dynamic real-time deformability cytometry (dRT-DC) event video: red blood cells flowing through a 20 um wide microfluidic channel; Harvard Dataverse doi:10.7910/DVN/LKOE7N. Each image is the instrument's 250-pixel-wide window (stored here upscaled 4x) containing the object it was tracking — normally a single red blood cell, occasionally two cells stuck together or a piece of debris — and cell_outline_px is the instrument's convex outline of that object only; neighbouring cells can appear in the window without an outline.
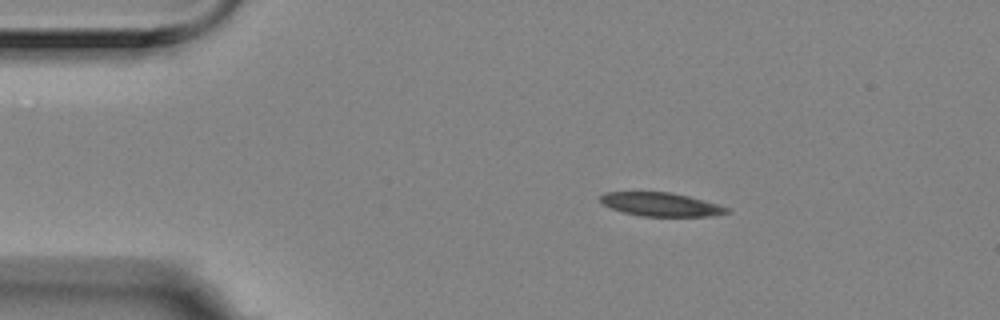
{"species": "Egyptian fruit bat (a non-hibernating species)", "species_latin": "Rousettus aegyptiacus", "temperature_condition": "room temperature", "stored_images_in_passage": 4, "camera_frame_rate_fps": 3000, "um_per_image_px": 0.085, "animal": {"sex": "female"}, "frame": {"image": 1, "passage_image": 1, "time_ms": 0.0, "image_size_px": [1000, 320], "cell_outline_px": [[732, 212], [712, 216], [644, 216], [624, 212], [612, 208], [604, 204], [600, 200], [600, 196], [604, 192], [668, 192], [688, 196], [732, 208]], "centroid_in_image_um": [56.23, 17.38], "position_along_channel_um": 28.8, "area_um2": 17.28}}
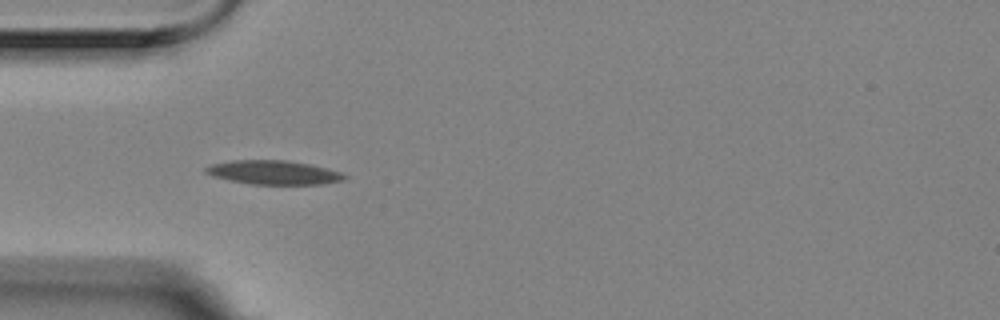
{"frame": {"image": 2, "passage_image": 3, "time_ms": 0.667, "image_size_px": [1000, 320], "cell_outline_px": [[348, 176], [344, 180], [320, 184], [248, 184], [228, 180], [212, 176], [204, 172], [204, 168], [212, 164], [232, 160], [288, 160], [308, 164], [340, 172]], "centroid_in_image_um": [23.2, 14.66], "position_along_channel_um": 61.8, "area_um2": 19.31}}
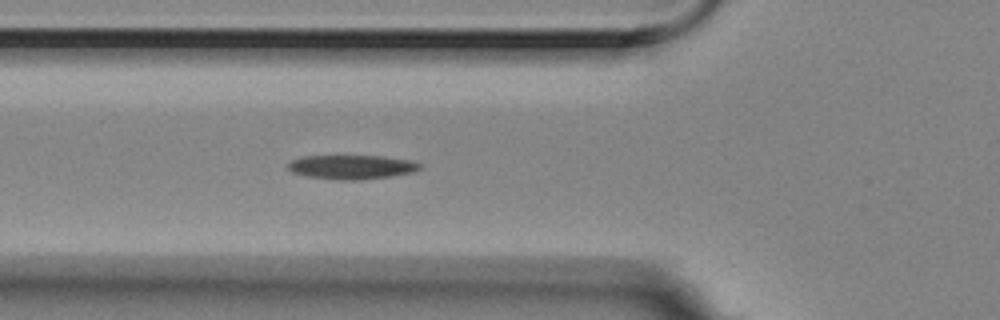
{"frame": {"image": 3, "passage_image": 4, "time_ms": 1.0, "image_size_px": [1000, 320], "cell_outline_px": [[420, 168], [412, 172], [392, 176], [356, 180], [340, 180], [308, 176], [292, 172], [288, 168], [288, 164], [292, 160], [304, 156], [384, 156], [408, 160], [420, 164]], "centroid_in_image_um": [29.88, 14.19], "position_along_channel_um": 95.9, "area_um2": 18.26}}